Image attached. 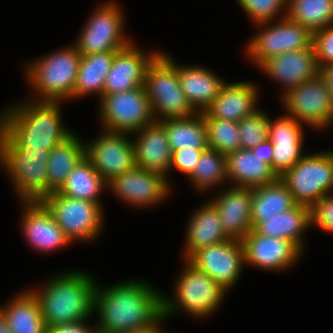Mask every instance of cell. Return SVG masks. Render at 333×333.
<instances>
[{
    "label": "cell",
    "mask_w": 333,
    "mask_h": 333,
    "mask_svg": "<svg viewBox=\"0 0 333 333\" xmlns=\"http://www.w3.org/2000/svg\"><path fill=\"white\" fill-rule=\"evenodd\" d=\"M120 282L95 292L97 333H124L153 325L162 316V296L138 280Z\"/></svg>",
    "instance_id": "1"
},
{
    "label": "cell",
    "mask_w": 333,
    "mask_h": 333,
    "mask_svg": "<svg viewBox=\"0 0 333 333\" xmlns=\"http://www.w3.org/2000/svg\"><path fill=\"white\" fill-rule=\"evenodd\" d=\"M26 104L8 109L0 118V135L11 146L50 151L73 134L62 125L59 101Z\"/></svg>",
    "instance_id": "2"
},
{
    "label": "cell",
    "mask_w": 333,
    "mask_h": 333,
    "mask_svg": "<svg viewBox=\"0 0 333 333\" xmlns=\"http://www.w3.org/2000/svg\"><path fill=\"white\" fill-rule=\"evenodd\" d=\"M92 276L72 272L53 277L43 290L34 294L39 299L47 328L61 323L86 320L95 311L97 285Z\"/></svg>",
    "instance_id": "3"
},
{
    "label": "cell",
    "mask_w": 333,
    "mask_h": 333,
    "mask_svg": "<svg viewBox=\"0 0 333 333\" xmlns=\"http://www.w3.org/2000/svg\"><path fill=\"white\" fill-rule=\"evenodd\" d=\"M49 152L11 146L0 135V165L11 176L22 202H38L53 192L48 188Z\"/></svg>",
    "instance_id": "4"
},
{
    "label": "cell",
    "mask_w": 333,
    "mask_h": 333,
    "mask_svg": "<svg viewBox=\"0 0 333 333\" xmlns=\"http://www.w3.org/2000/svg\"><path fill=\"white\" fill-rule=\"evenodd\" d=\"M80 61L75 46H69L29 64L26 68L29 83L42 98L37 99L60 102L63 98H74Z\"/></svg>",
    "instance_id": "5"
},
{
    "label": "cell",
    "mask_w": 333,
    "mask_h": 333,
    "mask_svg": "<svg viewBox=\"0 0 333 333\" xmlns=\"http://www.w3.org/2000/svg\"><path fill=\"white\" fill-rule=\"evenodd\" d=\"M165 54L159 53L153 59L145 75L144 87L154 118L159 120L158 113L164 116L162 119L191 117L197 112L180 87L178 66Z\"/></svg>",
    "instance_id": "6"
},
{
    "label": "cell",
    "mask_w": 333,
    "mask_h": 333,
    "mask_svg": "<svg viewBox=\"0 0 333 333\" xmlns=\"http://www.w3.org/2000/svg\"><path fill=\"white\" fill-rule=\"evenodd\" d=\"M186 262L187 268L180 274L175 286V300L169 301L162 296V316L165 319L181 307L196 317H206L215 311L227 291L209 275Z\"/></svg>",
    "instance_id": "7"
},
{
    "label": "cell",
    "mask_w": 333,
    "mask_h": 333,
    "mask_svg": "<svg viewBox=\"0 0 333 333\" xmlns=\"http://www.w3.org/2000/svg\"><path fill=\"white\" fill-rule=\"evenodd\" d=\"M333 174V152L304 155L279 177L297 204L312 207L328 195Z\"/></svg>",
    "instance_id": "8"
},
{
    "label": "cell",
    "mask_w": 333,
    "mask_h": 333,
    "mask_svg": "<svg viewBox=\"0 0 333 333\" xmlns=\"http://www.w3.org/2000/svg\"><path fill=\"white\" fill-rule=\"evenodd\" d=\"M100 102L101 121L107 131L134 134L156 121L144 86L103 95Z\"/></svg>",
    "instance_id": "9"
},
{
    "label": "cell",
    "mask_w": 333,
    "mask_h": 333,
    "mask_svg": "<svg viewBox=\"0 0 333 333\" xmlns=\"http://www.w3.org/2000/svg\"><path fill=\"white\" fill-rule=\"evenodd\" d=\"M52 213L55 221L72 242L93 240L103 225L101 204L87 200L73 199L53 192L41 201Z\"/></svg>",
    "instance_id": "10"
},
{
    "label": "cell",
    "mask_w": 333,
    "mask_h": 333,
    "mask_svg": "<svg viewBox=\"0 0 333 333\" xmlns=\"http://www.w3.org/2000/svg\"><path fill=\"white\" fill-rule=\"evenodd\" d=\"M74 45L81 56L93 53L119 51L130 44L123 36V13L114 3L95 9Z\"/></svg>",
    "instance_id": "11"
},
{
    "label": "cell",
    "mask_w": 333,
    "mask_h": 333,
    "mask_svg": "<svg viewBox=\"0 0 333 333\" xmlns=\"http://www.w3.org/2000/svg\"><path fill=\"white\" fill-rule=\"evenodd\" d=\"M282 101L289 116L297 121L319 129L327 126L333 98L320 73L292 89L285 90Z\"/></svg>",
    "instance_id": "12"
},
{
    "label": "cell",
    "mask_w": 333,
    "mask_h": 333,
    "mask_svg": "<svg viewBox=\"0 0 333 333\" xmlns=\"http://www.w3.org/2000/svg\"><path fill=\"white\" fill-rule=\"evenodd\" d=\"M284 17L270 27H266L248 43L247 52L256 65H261L271 57L312 46L313 33L299 23Z\"/></svg>",
    "instance_id": "13"
},
{
    "label": "cell",
    "mask_w": 333,
    "mask_h": 333,
    "mask_svg": "<svg viewBox=\"0 0 333 333\" xmlns=\"http://www.w3.org/2000/svg\"><path fill=\"white\" fill-rule=\"evenodd\" d=\"M187 261L228 291L237 282L241 266L245 264L244 248L241 241L229 239L198 249Z\"/></svg>",
    "instance_id": "14"
},
{
    "label": "cell",
    "mask_w": 333,
    "mask_h": 333,
    "mask_svg": "<svg viewBox=\"0 0 333 333\" xmlns=\"http://www.w3.org/2000/svg\"><path fill=\"white\" fill-rule=\"evenodd\" d=\"M126 134L105 130L85 145V157L107 182L136 166L133 142Z\"/></svg>",
    "instance_id": "15"
},
{
    "label": "cell",
    "mask_w": 333,
    "mask_h": 333,
    "mask_svg": "<svg viewBox=\"0 0 333 333\" xmlns=\"http://www.w3.org/2000/svg\"><path fill=\"white\" fill-rule=\"evenodd\" d=\"M107 184L120 199L142 207L154 206L164 200L170 191L167 177L138 166L113 177Z\"/></svg>",
    "instance_id": "16"
},
{
    "label": "cell",
    "mask_w": 333,
    "mask_h": 333,
    "mask_svg": "<svg viewBox=\"0 0 333 333\" xmlns=\"http://www.w3.org/2000/svg\"><path fill=\"white\" fill-rule=\"evenodd\" d=\"M245 263L266 270H282L297 262L301 250L291 241L257 234L253 229L241 241Z\"/></svg>",
    "instance_id": "17"
},
{
    "label": "cell",
    "mask_w": 333,
    "mask_h": 333,
    "mask_svg": "<svg viewBox=\"0 0 333 333\" xmlns=\"http://www.w3.org/2000/svg\"><path fill=\"white\" fill-rule=\"evenodd\" d=\"M158 54L159 52L143 54L131 43L117 51L106 76L103 95L144 86L147 68Z\"/></svg>",
    "instance_id": "18"
},
{
    "label": "cell",
    "mask_w": 333,
    "mask_h": 333,
    "mask_svg": "<svg viewBox=\"0 0 333 333\" xmlns=\"http://www.w3.org/2000/svg\"><path fill=\"white\" fill-rule=\"evenodd\" d=\"M268 76L285 89H292L319 73L313 45L304 50L290 51L265 60L260 66Z\"/></svg>",
    "instance_id": "19"
},
{
    "label": "cell",
    "mask_w": 333,
    "mask_h": 333,
    "mask_svg": "<svg viewBox=\"0 0 333 333\" xmlns=\"http://www.w3.org/2000/svg\"><path fill=\"white\" fill-rule=\"evenodd\" d=\"M23 233L35 249L52 251L71 243L55 221L52 213L41 202H24Z\"/></svg>",
    "instance_id": "20"
},
{
    "label": "cell",
    "mask_w": 333,
    "mask_h": 333,
    "mask_svg": "<svg viewBox=\"0 0 333 333\" xmlns=\"http://www.w3.org/2000/svg\"><path fill=\"white\" fill-rule=\"evenodd\" d=\"M302 130L300 122L289 115L275 122L270 120L268 139L273 144L272 169L278 177L303 157Z\"/></svg>",
    "instance_id": "21"
},
{
    "label": "cell",
    "mask_w": 333,
    "mask_h": 333,
    "mask_svg": "<svg viewBox=\"0 0 333 333\" xmlns=\"http://www.w3.org/2000/svg\"><path fill=\"white\" fill-rule=\"evenodd\" d=\"M210 202L217 209L224 232L230 239L242 241L253 229L251 220L252 189L231 187Z\"/></svg>",
    "instance_id": "22"
},
{
    "label": "cell",
    "mask_w": 333,
    "mask_h": 333,
    "mask_svg": "<svg viewBox=\"0 0 333 333\" xmlns=\"http://www.w3.org/2000/svg\"><path fill=\"white\" fill-rule=\"evenodd\" d=\"M135 133H140L133 142L136 166L166 177L170 171L172 151L164 126L155 121Z\"/></svg>",
    "instance_id": "23"
},
{
    "label": "cell",
    "mask_w": 333,
    "mask_h": 333,
    "mask_svg": "<svg viewBox=\"0 0 333 333\" xmlns=\"http://www.w3.org/2000/svg\"><path fill=\"white\" fill-rule=\"evenodd\" d=\"M257 92V87L248 81L225 83L205 112L213 118L239 122L257 110Z\"/></svg>",
    "instance_id": "24"
},
{
    "label": "cell",
    "mask_w": 333,
    "mask_h": 333,
    "mask_svg": "<svg viewBox=\"0 0 333 333\" xmlns=\"http://www.w3.org/2000/svg\"><path fill=\"white\" fill-rule=\"evenodd\" d=\"M180 87L197 113L204 112L225 84L217 75L199 66H178Z\"/></svg>",
    "instance_id": "25"
},
{
    "label": "cell",
    "mask_w": 333,
    "mask_h": 333,
    "mask_svg": "<svg viewBox=\"0 0 333 333\" xmlns=\"http://www.w3.org/2000/svg\"><path fill=\"white\" fill-rule=\"evenodd\" d=\"M227 177L234 187L254 188L270 184L279 177L272 167L251 150L238 149L226 155Z\"/></svg>",
    "instance_id": "26"
},
{
    "label": "cell",
    "mask_w": 333,
    "mask_h": 333,
    "mask_svg": "<svg viewBox=\"0 0 333 333\" xmlns=\"http://www.w3.org/2000/svg\"><path fill=\"white\" fill-rule=\"evenodd\" d=\"M311 226V207L296 204L292 209L278 213L258 223L253 230L262 236L276 237L293 242L303 250V232Z\"/></svg>",
    "instance_id": "27"
},
{
    "label": "cell",
    "mask_w": 333,
    "mask_h": 333,
    "mask_svg": "<svg viewBox=\"0 0 333 333\" xmlns=\"http://www.w3.org/2000/svg\"><path fill=\"white\" fill-rule=\"evenodd\" d=\"M189 222L185 260L200 248L230 239L223 230L217 209L210 201L197 210Z\"/></svg>",
    "instance_id": "28"
},
{
    "label": "cell",
    "mask_w": 333,
    "mask_h": 333,
    "mask_svg": "<svg viewBox=\"0 0 333 333\" xmlns=\"http://www.w3.org/2000/svg\"><path fill=\"white\" fill-rule=\"evenodd\" d=\"M13 333H47L39 299L33 290L18 294L4 308H0Z\"/></svg>",
    "instance_id": "29"
},
{
    "label": "cell",
    "mask_w": 333,
    "mask_h": 333,
    "mask_svg": "<svg viewBox=\"0 0 333 333\" xmlns=\"http://www.w3.org/2000/svg\"><path fill=\"white\" fill-rule=\"evenodd\" d=\"M297 203L286 184L278 178L274 182L252 188V228L278 213L292 209Z\"/></svg>",
    "instance_id": "30"
},
{
    "label": "cell",
    "mask_w": 333,
    "mask_h": 333,
    "mask_svg": "<svg viewBox=\"0 0 333 333\" xmlns=\"http://www.w3.org/2000/svg\"><path fill=\"white\" fill-rule=\"evenodd\" d=\"M74 133L49 152L48 188L59 191L66 183L68 175L85 157V144Z\"/></svg>",
    "instance_id": "31"
},
{
    "label": "cell",
    "mask_w": 333,
    "mask_h": 333,
    "mask_svg": "<svg viewBox=\"0 0 333 333\" xmlns=\"http://www.w3.org/2000/svg\"><path fill=\"white\" fill-rule=\"evenodd\" d=\"M165 129L171 151L208 148L207 129L202 113L187 118L158 120Z\"/></svg>",
    "instance_id": "32"
},
{
    "label": "cell",
    "mask_w": 333,
    "mask_h": 333,
    "mask_svg": "<svg viewBox=\"0 0 333 333\" xmlns=\"http://www.w3.org/2000/svg\"><path fill=\"white\" fill-rule=\"evenodd\" d=\"M117 51H107L81 56L77 81L74 87V98L98 93L103 96L106 76L110 70Z\"/></svg>",
    "instance_id": "33"
},
{
    "label": "cell",
    "mask_w": 333,
    "mask_h": 333,
    "mask_svg": "<svg viewBox=\"0 0 333 333\" xmlns=\"http://www.w3.org/2000/svg\"><path fill=\"white\" fill-rule=\"evenodd\" d=\"M107 181L97 172L92 163L84 157L68 175L59 192L69 198L99 202V193Z\"/></svg>",
    "instance_id": "34"
},
{
    "label": "cell",
    "mask_w": 333,
    "mask_h": 333,
    "mask_svg": "<svg viewBox=\"0 0 333 333\" xmlns=\"http://www.w3.org/2000/svg\"><path fill=\"white\" fill-rule=\"evenodd\" d=\"M287 17L312 33L333 24V0H288Z\"/></svg>",
    "instance_id": "35"
},
{
    "label": "cell",
    "mask_w": 333,
    "mask_h": 333,
    "mask_svg": "<svg viewBox=\"0 0 333 333\" xmlns=\"http://www.w3.org/2000/svg\"><path fill=\"white\" fill-rule=\"evenodd\" d=\"M226 155L207 148L188 176L197 189H207L227 179Z\"/></svg>",
    "instance_id": "36"
},
{
    "label": "cell",
    "mask_w": 333,
    "mask_h": 333,
    "mask_svg": "<svg viewBox=\"0 0 333 333\" xmlns=\"http://www.w3.org/2000/svg\"><path fill=\"white\" fill-rule=\"evenodd\" d=\"M202 114L207 129L208 148L225 155L240 149L238 122L213 118L205 111Z\"/></svg>",
    "instance_id": "37"
},
{
    "label": "cell",
    "mask_w": 333,
    "mask_h": 333,
    "mask_svg": "<svg viewBox=\"0 0 333 333\" xmlns=\"http://www.w3.org/2000/svg\"><path fill=\"white\" fill-rule=\"evenodd\" d=\"M240 132V149L251 150L269 138L270 118L261 110L238 122Z\"/></svg>",
    "instance_id": "38"
},
{
    "label": "cell",
    "mask_w": 333,
    "mask_h": 333,
    "mask_svg": "<svg viewBox=\"0 0 333 333\" xmlns=\"http://www.w3.org/2000/svg\"><path fill=\"white\" fill-rule=\"evenodd\" d=\"M238 2L259 26L270 24L285 5L288 8V0H238Z\"/></svg>",
    "instance_id": "39"
},
{
    "label": "cell",
    "mask_w": 333,
    "mask_h": 333,
    "mask_svg": "<svg viewBox=\"0 0 333 333\" xmlns=\"http://www.w3.org/2000/svg\"><path fill=\"white\" fill-rule=\"evenodd\" d=\"M312 45L319 68L333 64V25L313 32Z\"/></svg>",
    "instance_id": "40"
},
{
    "label": "cell",
    "mask_w": 333,
    "mask_h": 333,
    "mask_svg": "<svg viewBox=\"0 0 333 333\" xmlns=\"http://www.w3.org/2000/svg\"><path fill=\"white\" fill-rule=\"evenodd\" d=\"M326 195L311 207V225L333 232V195Z\"/></svg>",
    "instance_id": "41"
},
{
    "label": "cell",
    "mask_w": 333,
    "mask_h": 333,
    "mask_svg": "<svg viewBox=\"0 0 333 333\" xmlns=\"http://www.w3.org/2000/svg\"><path fill=\"white\" fill-rule=\"evenodd\" d=\"M207 148H193L186 149L183 148L181 150L172 151V161L171 168H177L183 174L187 175V177L192 173L196 163L200 159L202 152Z\"/></svg>",
    "instance_id": "42"
},
{
    "label": "cell",
    "mask_w": 333,
    "mask_h": 333,
    "mask_svg": "<svg viewBox=\"0 0 333 333\" xmlns=\"http://www.w3.org/2000/svg\"><path fill=\"white\" fill-rule=\"evenodd\" d=\"M84 321L57 324L49 328L47 333H97L96 328L91 329Z\"/></svg>",
    "instance_id": "43"
},
{
    "label": "cell",
    "mask_w": 333,
    "mask_h": 333,
    "mask_svg": "<svg viewBox=\"0 0 333 333\" xmlns=\"http://www.w3.org/2000/svg\"><path fill=\"white\" fill-rule=\"evenodd\" d=\"M252 153L272 167L273 144L269 139L259 143L251 149Z\"/></svg>",
    "instance_id": "44"
},
{
    "label": "cell",
    "mask_w": 333,
    "mask_h": 333,
    "mask_svg": "<svg viewBox=\"0 0 333 333\" xmlns=\"http://www.w3.org/2000/svg\"><path fill=\"white\" fill-rule=\"evenodd\" d=\"M319 73L324 78L333 98V64L319 68Z\"/></svg>",
    "instance_id": "45"
},
{
    "label": "cell",
    "mask_w": 333,
    "mask_h": 333,
    "mask_svg": "<svg viewBox=\"0 0 333 333\" xmlns=\"http://www.w3.org/2000/svg\"><path fill=\"white\" fill-rule=\"evenodd\" d=\"M165 320V318L163 316H161L153 325L145 327V328H141L138 330H132V331H128V332H124V333H154V331L158 328V325L160 322H162V320ZM160 321V322H159ZM158 324V325H157Z\"/></svg>",
    "instance_id": "46"
},
{
    "label": "cell",
    "mask_w": 333,
    "mask_h": 333,
    "mask_svg": "<svg viewBox=\"0 0 333 333\" xmlns=\"http://www.w3.org/2000/svg\"><path fill=\"white\" fill-rule=\"evenodd\" d=\"M0 333H13L7 323L5 316L0 310Z\"/></svg>",
    "instance_id": "47"
},
{
    "label": "cell",
    "mask_w": 333,
    "mask_h": 333,
    "mask_svg": "<svg viewBox=\"0 0 333 333\" xmlns=\"http://www.w3.org/2000/svg\"><path fill=\"white\" fill-rule=\"evenodd\" d=\"M332 121H333V103H332V110H331L330 117H329V119H328L327 126H328V124H330Z\"/></svg>",
    "instance_id": "48"
},
{
    "label": "cell",
    "mask_w": 333,
    "mask_h": 333,
    "mask_svg": "<svg viewBox=\"0 0 333 333\" xmlns=\"http://www.w3.org/2000/svg\"><path fill=\"white\" fill-rule=\"evenodd\" d=\"M154 333H166V332H163L160 328H157Z\"/></svg>",
    "instance_id": "49"
},
{
    "label": "cell",
    "mask_w": 333,
    "mask_h": 333,
    "mask_svg": "<svg viewBox=\"0 0 333 333\" xmlns=\"http://www.w3.org/2000/svg\"><path fill=\"white\" fill-rule=\"evenodd\" d=\"M333 188V174H332V181H331V186H330V190Z\"/></svg>",
    "instance_id": "50"
}]
</instances>
